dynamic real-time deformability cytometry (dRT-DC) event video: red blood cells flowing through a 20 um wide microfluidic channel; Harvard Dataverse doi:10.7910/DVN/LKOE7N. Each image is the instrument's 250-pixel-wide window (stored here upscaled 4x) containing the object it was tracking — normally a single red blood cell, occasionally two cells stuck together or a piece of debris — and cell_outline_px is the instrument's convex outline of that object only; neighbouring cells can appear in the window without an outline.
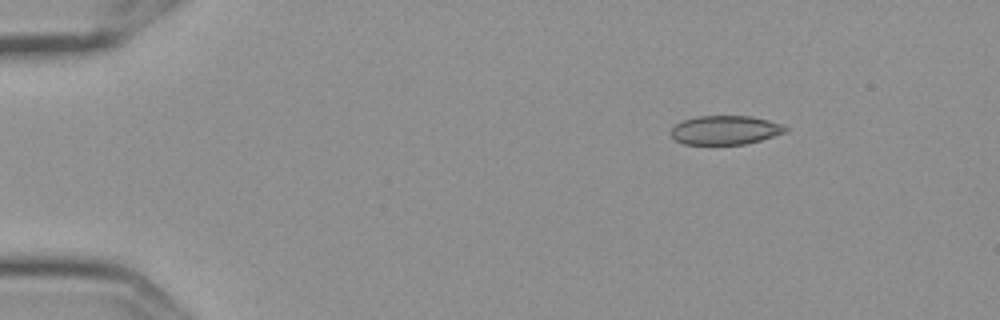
{"species": "Egyptian fruit bat (a non-hibernating species)", "species_latin": "Rousettus aegyptiacus", "temperature_condition": "cold", "stored_images_in_passage": 3, "camera_frame_rate_fps": 3000, "um_per_image_px": 0.085, "frame": {"image": 1, "passage_image": 1, "time_ms": 0.0, "image_size_px": [1000, 320], "cell_outline_px": [[788, 128], [784, 132], [760, 140], [744, 144], [684, 144], [676, 140], [668, 132], [676, 124], [684, 120], [696, 116], [752, 116], [784, 124]], "centroid_in_image_um": [61.63, 11.05], "position_along_channel_um": 23.4, "area_um2": 19.25}}